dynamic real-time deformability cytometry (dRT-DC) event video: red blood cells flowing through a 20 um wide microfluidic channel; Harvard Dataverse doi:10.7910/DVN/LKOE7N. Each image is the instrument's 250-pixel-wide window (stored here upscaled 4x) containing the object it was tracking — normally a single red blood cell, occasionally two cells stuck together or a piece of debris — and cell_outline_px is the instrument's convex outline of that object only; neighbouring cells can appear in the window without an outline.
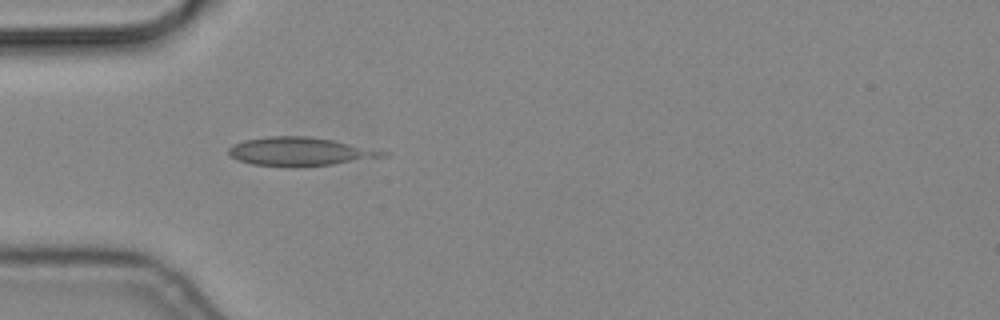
{"species": "common noctule bat (a hibernating species)", "species_latin": "Nyctalus noctula", "temperature_condition": "cold", "stored_images_in_passage": 3, "camera_frame_rate_fps": 3000, "um_per_image_px": 0.085, "animal": {"sex": "male", "body_mass_g": 19.2, "forearm_length_mm": 51.8}, "frame": {"image": 1, "passage_image": 1, "time_ms": 0.0, "image_size_px": [1000, 320], "cell_outline_px": [[388, 156], [332, 164], [296, 168], [288, 168], [252, 164], [240, 160], [232, 156], [228, 152], [228, 148], [232, 144], [244, 140], [268, 136], [308, 136], [332, 140], [388, 152]], "centroid_in_image_um": [25.45, 12.89], "position_along_channel_um": 59.6, "area_um2": 25.66}}